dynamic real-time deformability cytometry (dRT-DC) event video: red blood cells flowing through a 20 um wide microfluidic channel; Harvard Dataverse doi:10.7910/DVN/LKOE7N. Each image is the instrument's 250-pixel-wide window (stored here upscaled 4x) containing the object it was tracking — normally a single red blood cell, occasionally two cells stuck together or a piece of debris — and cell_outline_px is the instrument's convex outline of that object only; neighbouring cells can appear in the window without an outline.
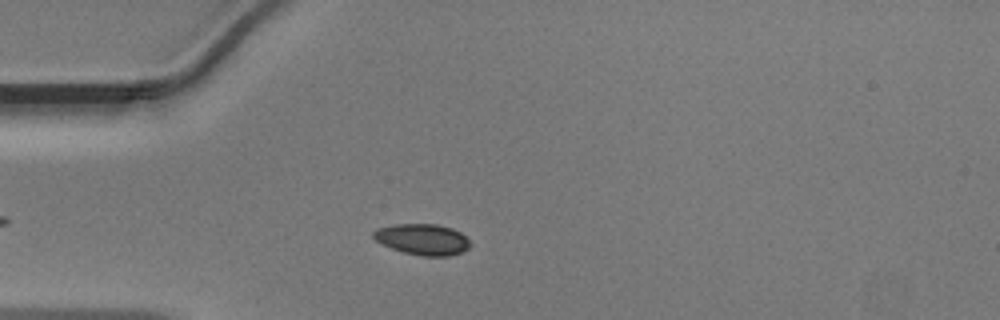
{"species": "Egyptian fruit bat (a non-hibernating species)", "species_latin": "Rousettus aegyptiacus", "temperature_condition": "warm", "stored_images_in_passage": 38, "camera_frame_rate_fps": 3000, "um_per_image_px": 0.085, "animal": {"sex": "male"}, "frame": {"image": 1, "passage_image": 9, "time_ms": 2.667, "image_size_px": [1000, 320], "cell_outline_px": [[472, 244], [468, 248], [460, 252], [448, 256], [420, 256], [404, 252], [392, 248], [376, 240], [372, 236], [372, 232], [376, 228], [396, 224], [436, 224], [452, 228], [460, 232]], "centroid_in_image_um": [35.91, 20.34], "position_along_channel_um": 49.1, "area_um2": 17.4}}
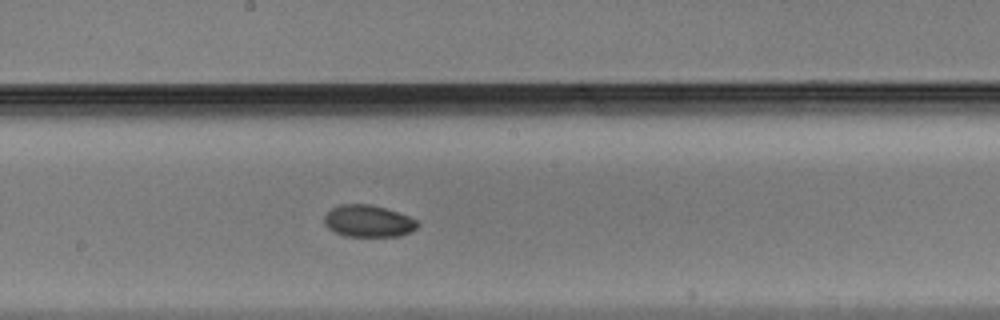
{"frame": {"image": 2, "passage_image": 22, "time_ms": 7.0, "image_size_px": [1000, 320], "cell_outline_px": [[420, 224], [412, 232], [400, 236], [344, 236], [328, 228], [324, 224], [324, 216], [332, 208], [340, 204], [372, 204], [408, 216], [416, 220]], "centroid_in_image_um": [31.3, 18.8], "position_along_channel_um": 216.9, "area_um2": 17.34}}
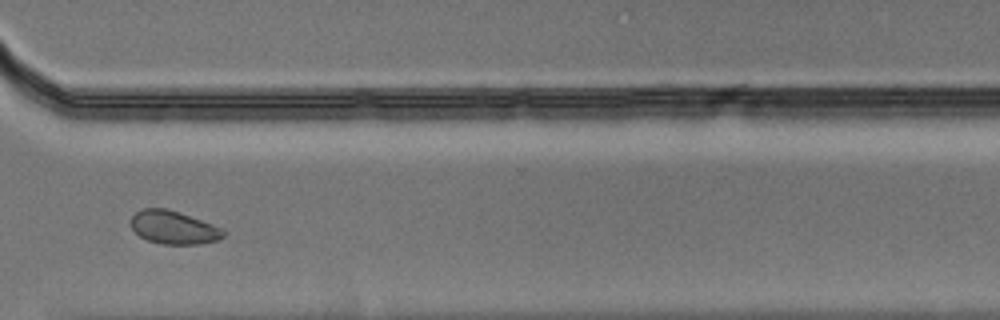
{"frame": {"image": 3, "passage_image": 32, "time_ms": 10.333, "image_size_px": [1000, 320], "cell_outline_px": [[224, 236], [220, 240], [200, 244], [160, 244], [148, 240], [140, 236], [132, 228], [132, 216], [140, 208], [168, 208], [180, 212], [224, 228]], "centroid_in_image_um": [14.79, 19.33], "position_along_channel_um": 355.8, "area_um2": 18.03}}